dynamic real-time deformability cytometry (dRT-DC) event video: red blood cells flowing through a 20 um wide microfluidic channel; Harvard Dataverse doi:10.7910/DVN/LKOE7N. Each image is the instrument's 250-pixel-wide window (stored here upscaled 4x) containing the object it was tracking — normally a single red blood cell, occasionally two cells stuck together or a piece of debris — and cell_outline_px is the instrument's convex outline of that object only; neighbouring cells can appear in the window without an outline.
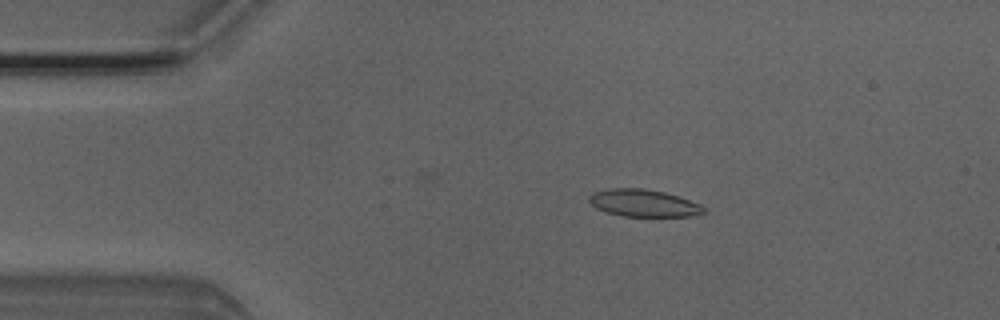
{"species": "Egyptian fruit bat (a non-hibernating species)", "species_latin": "Rousettus aegyptiacus", "temperature_condition": "room temperature", "stored_images_in_passage": 6, "camera_frame_rate_fps": 3000, "um_per_image_px": 0.085, "animal": {"sex": "male"}, "frame": {"image": 1, "passage_image": 2, "time_ms": 0.333, "image_size_px": [1000, 320], "cell_outline_px": [[704, 212], [688, 216], [624, 216], [604, 212], [596, 208], [588, 200], [588, 196], [592, 192], [608, 188], [644, 188], [664, 192], [700, 204], [704, 208]], "centroid_in_image_um": [54.62, 17.25], "position_along_channel_um": 30.4, "area_um2": 18.09}}